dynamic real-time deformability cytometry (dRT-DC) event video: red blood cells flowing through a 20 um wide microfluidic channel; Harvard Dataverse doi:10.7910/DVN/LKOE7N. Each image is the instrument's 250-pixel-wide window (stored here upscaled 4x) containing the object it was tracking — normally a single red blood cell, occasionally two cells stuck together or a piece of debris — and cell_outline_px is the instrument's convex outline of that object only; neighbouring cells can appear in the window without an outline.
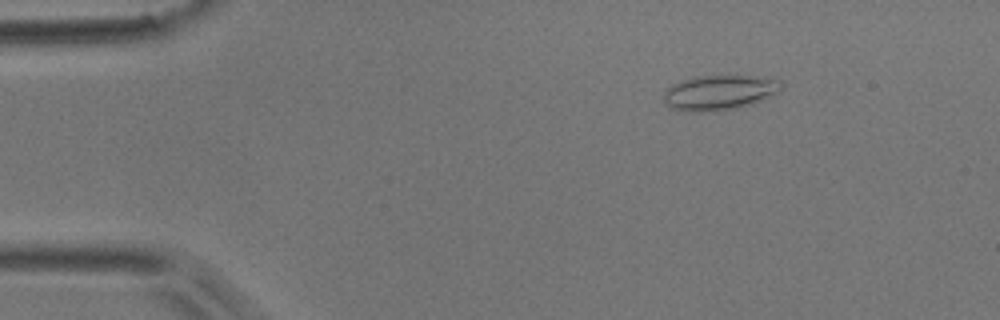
{"species": "common noctule bat (a hibernating species)", "species_latin": "Nyctalus noctula", "temperature_condition": "room temperature", "stored_images_in_passage": 43, "camera_frame_rate_fps": 3000, "um_per_image_px": 0.085, "animal": {"sex": "male", "body_mass_g": 17.9}, "frame": {"image": 1, "passage_image": 2, "time_ms": 0.333, "image_size_px": [1000, 320], "cell_outline_px": [[780, 92], [772, 96], [736, 108], [704, 112], [692, 112], [672, 108], [664, 100], [664, 92], [672, 84], [680, 80], [696, 76], [752, 76], [780, 80]], "centroid_in_image_um": [61.12, 7.86], "position_along_channel_um": 23.9, "area_um2": 23.64}}
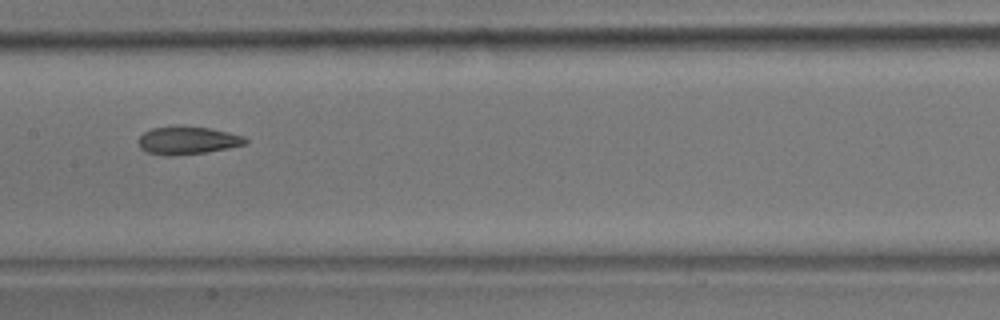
{"frame": {"image": 2, "passage_image": 20, "time_ms": 6.333, "image_size_px": [1000, 320], "cell_outline_px": [[248, 140], [244, 144], [228, 148], [204, 152], [148, 152], [140, 148], [136, 140], [144, 132], [152, 128], [208, 128], [228, 132], [244, 136]], "centroid_in_image_um": [15.98, 11.91], "position_along_channel_um": 191.4, "area_um2": 15.9}}
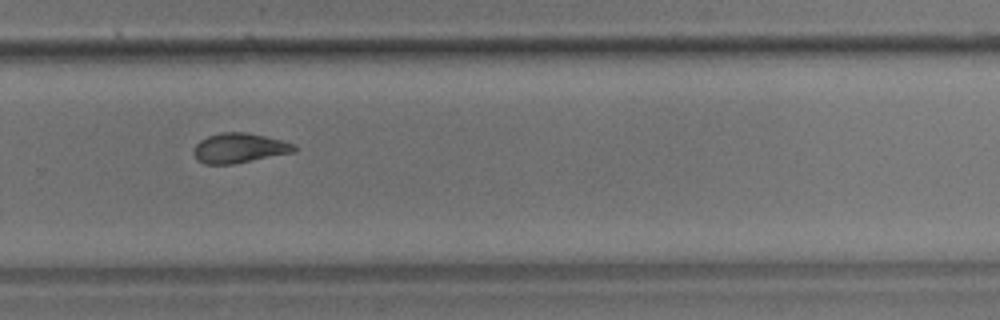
{"frame": {"image": 3, "passage_image": 29, "time_ms": 9.333, "image_size_px": [1000, 320], "cell_outline_px": [[296, 152], [232, 164], [204, 164], [196, 160], [196, 144], [200, 140], [208, 136], [220, 132], [248, 132], [296, 144]], "centroid_in_image_um": [20.37, 12.58], "position_along_channel_um": 309.4, "area_um2": 17.34}, "authors_computed_cell_mechanics": {"area_um2": 17.5134, "velocity_mm_per_s": 3.9436, "shape_relaxation_time_tau1_ms": 10.1433, "shape_relaxation_time_tau2_ms": 3.2583, "deformation_change_tau1": 0.2066, "deformation_change_tau2": 0.1098}}